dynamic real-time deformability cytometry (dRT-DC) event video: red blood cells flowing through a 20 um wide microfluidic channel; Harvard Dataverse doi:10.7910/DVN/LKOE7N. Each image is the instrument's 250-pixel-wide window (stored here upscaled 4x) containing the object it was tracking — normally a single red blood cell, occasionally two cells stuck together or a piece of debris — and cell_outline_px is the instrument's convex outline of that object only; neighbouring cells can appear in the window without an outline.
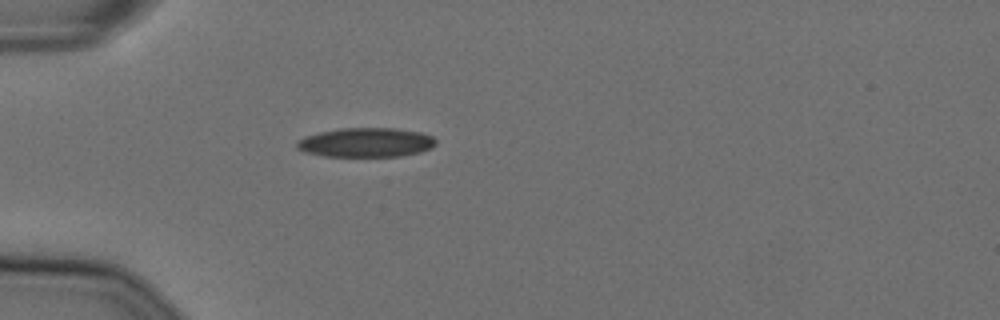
{"species": "Egyptian fruit bat (a non-hibernating species)", "species_latin": "Rousettus aegyptiacus", "temperature_condition": "cold", "stored_images_in_passage": 40, "camera_frame_rate_fps": 3000, "um_per_image_px": 0.085, "animal": {"sex": "female"}, "frame": {"image": 1, "passage_image": 1, "time_ms": 0.0, "image_size_px": [1000, 320], "cell_outline_px": [[436, 144], [432, 148], [420, 152], [400, 156], [324, 156], [304, 152], [296, 148], [296, 140], [304, 136], [320, 132], [340, 128], [396, 128], [420, 132], [432, 136], [436, 140]], "centroid_in_image_um": [31.09, 12.1], "position_along_channel_um": 53.9, "area_um2": 23.87}}
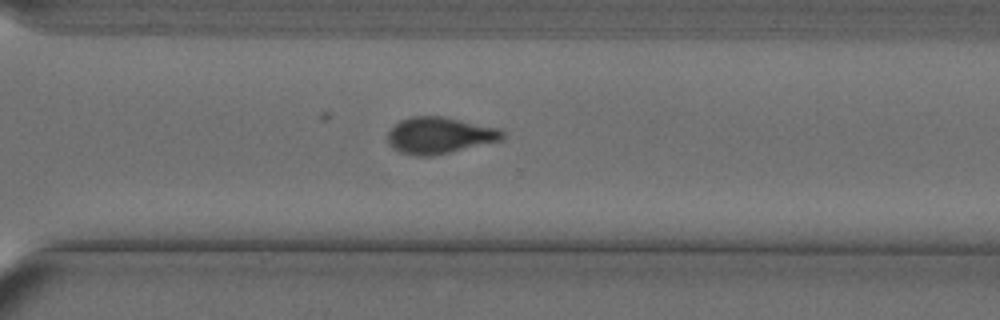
{"frame": {"image": 2, "passage_image": 25, "time_ms": 8.0, "image_size_px": [1000, 320], "cell_outline_px": [[504, 136], [500, 140], [432, 156], [416, 156], [400, 152], [388, 140], [388, 132], [400, 120], [412, 116], [440, 116], [460, 120], [496, 128], [504, 132]], "centroid_in_image_um": [37.33, 11.5], "position_along_channel_um": 333.3, "area_um2": 23.76}}
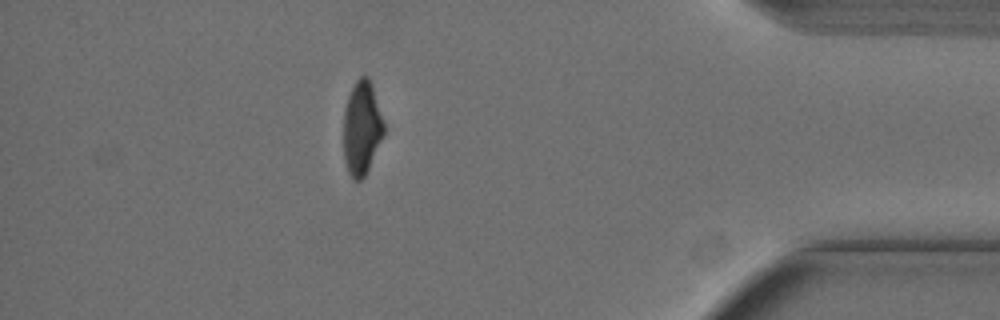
{"frame": {"image": 3, "passage_image": 34, "time_ms": 11.0, "image_size_px": [1000, 320], "cell_outline_px": [[384, 132], [368, 168], [364, 176], [360, 180], [352, 180], [348, 172], [344, 160], [344, 112], [348, 96], [356, 80], [360, 76], [368, 76], [384, 124]], "centroid_in_image_um": [30.72, 10.9], "position_along_channel_um": 404.5, "area_um2": 21.44}, "authors_computed_cell_mechanics": {"area_um2": 24.0159, "velocity_mm_per_s": 3.6356, "shape_relaxation_time_tau1_ms": 5.7035, "shape_relaxation_time_tau2_ms": 2.0593, "deformation_change_tau1": 0.1598, "deformation_change_tau2": 0.0842}}